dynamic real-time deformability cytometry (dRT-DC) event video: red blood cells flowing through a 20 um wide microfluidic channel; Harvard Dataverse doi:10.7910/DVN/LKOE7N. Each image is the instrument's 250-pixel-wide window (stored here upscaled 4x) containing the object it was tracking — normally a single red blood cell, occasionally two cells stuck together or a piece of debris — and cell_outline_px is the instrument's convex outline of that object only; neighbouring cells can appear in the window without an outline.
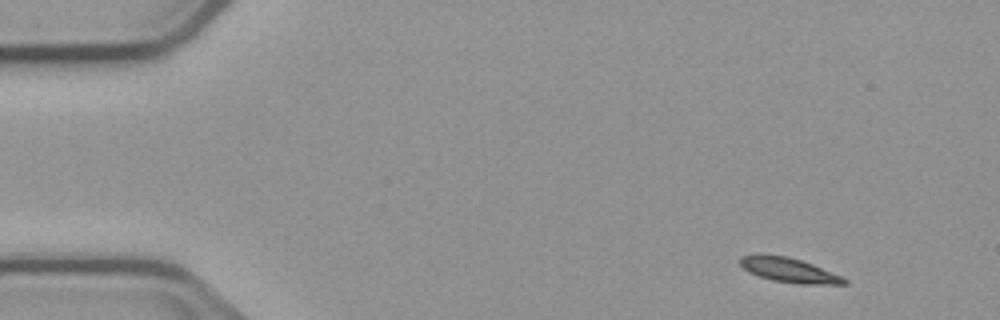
{"species": "common noctule bat (a hibernating species)", "species_latin": "Nyctalus noctula", "temperature_condition": "cold", "stored_images_in_passage": 3, "camera_frame_rate_fps": 3000, "um_per_image_px": 0.085, "animal": {"sex": "male", "body_mass_g": 23.1, "forearm_length_mm": 52.7}, "frame": {"image": 1, "passage_image": 1, "time_ms": 0.0, "image_size_px": [1000, 320], "cell_outline_px": [[848, 284], [796, 284], [772, 280], [748, 272], [740, 264], [740, 256], [756, 252], [760, 252], [788, 256], [812, 264], [844, 276], [848, 280]], "centroid_in_image_um": [67.05, 22.93], "position_along_channel_um": 18.0, "area_um2": 15.37}}